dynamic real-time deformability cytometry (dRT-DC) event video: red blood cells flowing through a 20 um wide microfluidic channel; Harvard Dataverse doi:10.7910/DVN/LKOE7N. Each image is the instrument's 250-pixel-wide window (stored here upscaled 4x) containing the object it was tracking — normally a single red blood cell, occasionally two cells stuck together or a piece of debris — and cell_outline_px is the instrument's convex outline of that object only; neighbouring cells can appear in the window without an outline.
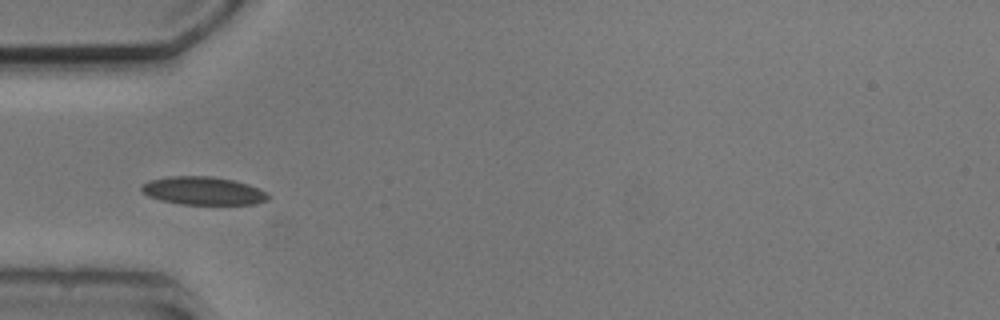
{"species": "common noctule bat (a hibernating species)", "species_latin": "Nyctalus noctula", "temperature_condition": "cold", "stored_images_in_passage": 5, "camera_frame_rate_fps": 3000, "um_per_image_px": 0.085, "animal": {"sex": "male", "body_mass_g": 20.5, "forearm_length_mm": 52.5}, "frame": {"image": 1, "passage_image": 5, "time_ms": 4.667, "image_size_px": [1000, 320], "cell_outline_px": [[272, 196], [268, 200], [256, 204], [180, 204], [160, 200], [148, 196], [140, 188], [140, 184], [148, 180], [168, 176], [212, 176], [232, 180], [248, 184]], "centroid_in_image_um": [17.23, 16.21], "position_along_channel_um": 67.8, "area_um2": 20.81}}